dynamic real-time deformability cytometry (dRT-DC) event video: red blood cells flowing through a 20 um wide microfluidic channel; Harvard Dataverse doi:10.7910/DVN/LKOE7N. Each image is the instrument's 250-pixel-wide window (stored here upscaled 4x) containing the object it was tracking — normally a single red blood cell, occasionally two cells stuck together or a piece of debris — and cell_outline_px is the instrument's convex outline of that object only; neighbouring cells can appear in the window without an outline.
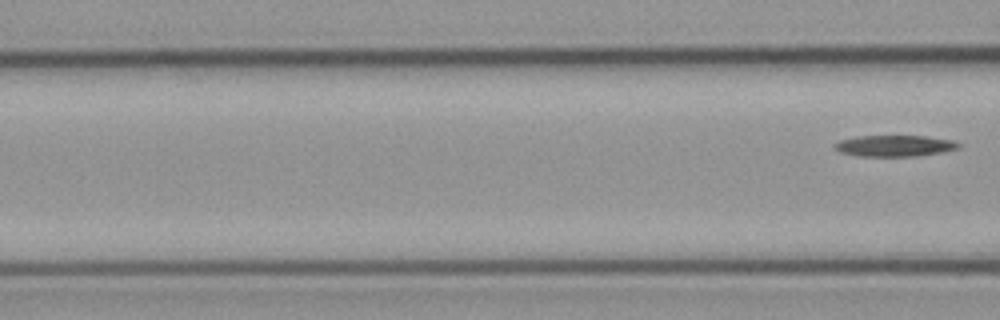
{"species": "common noctule bat (a hibernating species)", "species_latin": "Nyctalus noctula", "temperature_condition": "cold", "stored_images_in_passage": 7, "segment_of_instrument_passage": [2, 2], "camera_frame_rate_fps": 3000, "um_per_image_px": 0.085, "animal": {"sex": "male", "body_mass_g": 23.1, "forearm_length_mm": 52.7}, "frame": {"image": 1, "passage_image": 7, "time_ms": 8.0, "image_size_px": [1000, 320], "cell_outline_px": [[960, 148], [944, 152], [916, 156], [856, 156], [840, 152], [832, 148], [832, 144], [840, 140], [856, 136], [928, 136], [956, 140], [960, 144]], "centroid_in_image_um": [76.05, 12.39], "position_along_channel_um": 90.6, "area_um2": 15.66}}